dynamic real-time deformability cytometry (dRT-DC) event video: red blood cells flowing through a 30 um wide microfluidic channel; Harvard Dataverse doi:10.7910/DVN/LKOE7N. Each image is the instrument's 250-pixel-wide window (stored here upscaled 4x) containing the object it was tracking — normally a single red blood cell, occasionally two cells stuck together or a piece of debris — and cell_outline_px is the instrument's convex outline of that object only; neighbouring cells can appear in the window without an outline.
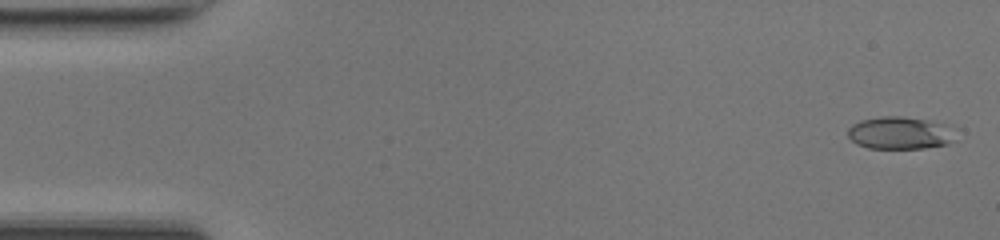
{"species": "common noctule bat (a hibernating species)", "species_latin": "Nyctalus noctula", "temperature_condition": "room temperature", "stored_images_in_passage": 49, "camera_frame_rate_fps": 3000, "um_per_image_px": 0.085, "animal": {"sex": "female", "body_mass_g": 17.0, "forearm_length_mm": 48.0}, "frame": {"image": 1, "passage_image": 2, "time_ms": 0.333, "image_size_px": [1000, 240], "cell_outline_px": [[948, 144], [924, 148], [868, 148], [856, 144], [848, 136], [848, 128], [852, 124], [860, 120], [884, 116], [900, 116], [924, 120], [940, 124], [948, 140]], "centroid_in_image_um": [76.24, 11.31], "position_along_channel_um": 8.8, "area_um2": 19.19}}
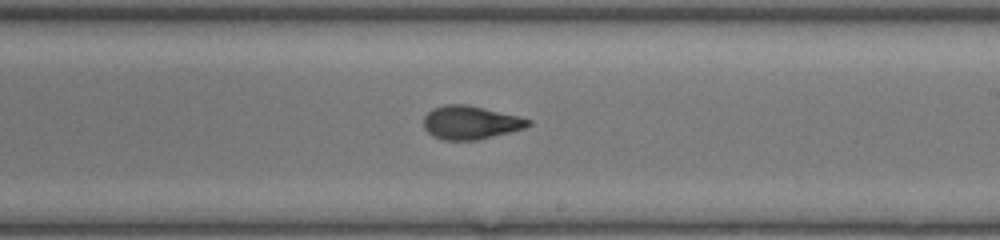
{"frame": {"image": 2, "passage_image": 29, "time_ms": 9.333, "image_size_px": [1000, 240], "cell_outline_px": [[532, 124], [524, 128], [476, 140], [444, 140], [432, 136], [424, 128], [424, 116], [432, 108], [444, 104], [468, 104], [520, 116], [532, 120]], "centroid_in_image_um": [39.98, 10.4], "position_along_channel_um": 249.0, "area_um2": 20.46}}
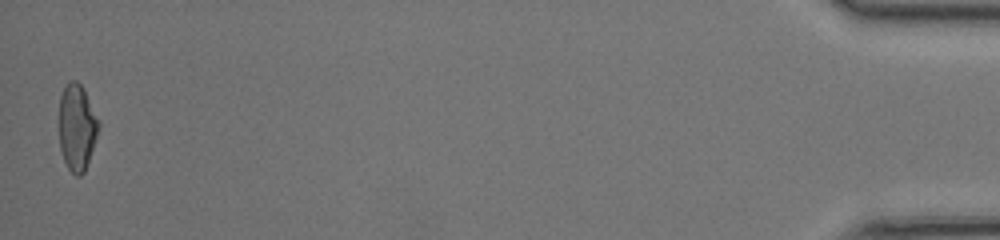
{"frame": {"image": 3, "passage_image": 49, "time_ms": 16.0, "image_size_px": [1000, 240], "cell_outline_px": [[100, 124], [84, 172], [80, 176], [76, 176], [68, 168], [64, 160], [60, 148], [60, 96], [68, 80], [76, 80], [84, 88], [100, 120]], "centroid_in_image_um": [6.55, 10.77], "position_along_channel_um": 428.7, "area_um2": 19.77}, "authors_computed_cell_mechanics": {"area_um2": 20.23, "velocity_mm_per_s": 4.2334, "shape_relaxation_time_tau1_ms": 4.8707, "shape_relaxation_time_tau2_ms": 1.2799, "deformation_change_tau1": 0.1949, "deformation_change_tau2": 0.0743}}